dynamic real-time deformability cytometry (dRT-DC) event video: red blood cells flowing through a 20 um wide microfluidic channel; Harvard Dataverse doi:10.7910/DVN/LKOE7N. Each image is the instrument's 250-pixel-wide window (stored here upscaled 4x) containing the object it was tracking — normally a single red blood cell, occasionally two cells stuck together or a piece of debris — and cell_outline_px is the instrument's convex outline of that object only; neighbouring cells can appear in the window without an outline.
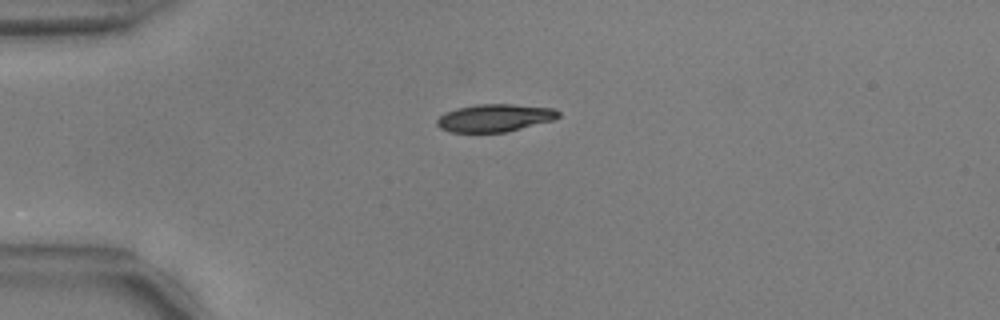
{"species": "common noctule bat (a hibernating species)", "species_latin": "Nyctalus noctula", "temperature_condition": "warm", "stored_images_in_passage": 28, "camera_frame_rate_fps": 3000, "um_per_image_px": 0.085, "animal": {"sex": "male", "body_mass_g": 17.9, "forearm_length_mm": 54.2}, "frame": {"image": 1, "passage_image": 1, "time_ms": 0.0, "image_size_px": [1000, 320], "cell_outline_px": [[560, 116], [552, 120], [504, 132], [452, 132], [440, 128], [436, 124], [436, 120], [444, 112], [456, 108], [476, 104], [512, 104], [556, 108], [560, 112]], "centroid_in_image_um": [42.03, 10.0], "position_along_channel_um": 43.0, "area_um2": 19.54}}
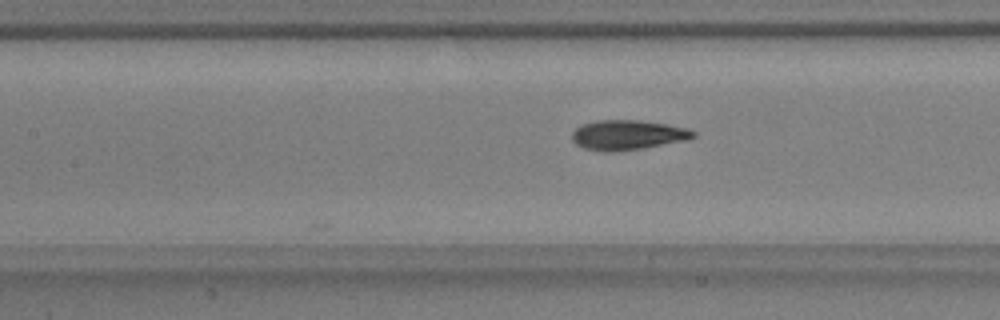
{"frame": {"image": 2, "passage_image": 12, "time_ms": 3.667, "image_size_px": [1000, 320], "cell_outline_px": [[696, 136], [684, 140], [640, 148], [612, 152], [604, 152], [584, 148], [576, 144], [572, 140], [572, 132], [580, 124], [596, 120], [640, 120], [688, 128], [696, 132]], "centroid_in_image_um": [53.29, 11.46], "position_along_channel_um": 154.1, "area_um2": 20.92}}